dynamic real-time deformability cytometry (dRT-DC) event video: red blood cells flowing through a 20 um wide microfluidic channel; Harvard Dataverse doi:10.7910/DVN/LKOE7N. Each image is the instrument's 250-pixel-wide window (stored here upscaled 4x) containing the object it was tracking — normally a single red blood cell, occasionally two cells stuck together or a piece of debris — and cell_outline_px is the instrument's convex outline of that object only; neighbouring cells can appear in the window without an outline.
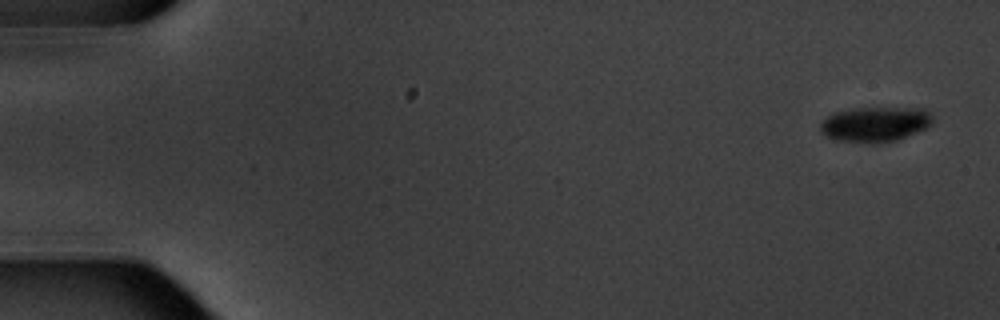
{"species": "common noctule bat (a hibernating species)", "species_latin": "Nyctalus noctula", "temperature_condition": "warm", "stored_images_in_passage": 5, "camera_frame_rate_fps": 3000, "um_per_image_px": 0.085, "animal": {"sex": "male", "body_mass_g": 20.1, "forearm_length_mm": 53.5}, "frame": {"image": 1, "passage_image": 1, "time_ms": 0.0, "image_size_px": [1000, 320], "cell_outline_px": [[932, 124], [928, 128], [896, 140], [876, 144], [868, 144], [836, 140], [824, 136], [820, 132], [820, 124], [828, 116], [836, 112], [860, 108], [924, 108], [932, 116]], "centroid_in_image_um": [74.39, 10.58], "position_along_channel_um": 10.6, "area_um2": 23.12}}
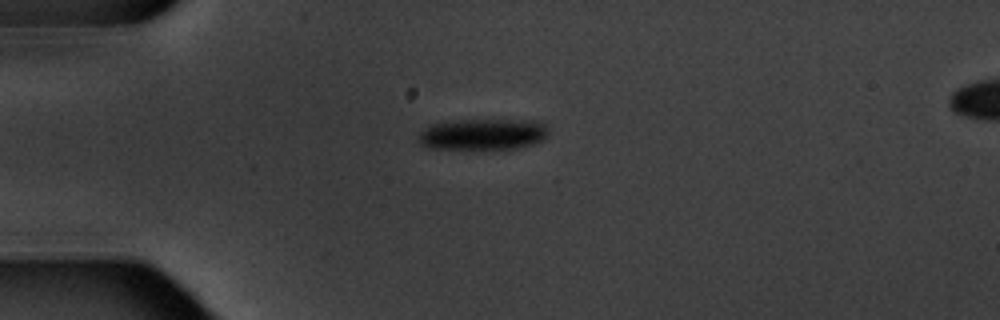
{"frame": {"image": 2, "passage_image": 4, "time_ms": 4.333, "image_size_px": [1000, 320], "cell_outline_px": [[548, 136], [544, 140], [520, 148], [476, 152], [428, 148], [420, 144], [416, 140], [420, 132], [428, 124], [460, 120], [540, 120], [548, 128]], "centroid_in_image_um": [41.02, 11.47], "position_along_channel_um": 44.0, "area_um2": 25.14}}